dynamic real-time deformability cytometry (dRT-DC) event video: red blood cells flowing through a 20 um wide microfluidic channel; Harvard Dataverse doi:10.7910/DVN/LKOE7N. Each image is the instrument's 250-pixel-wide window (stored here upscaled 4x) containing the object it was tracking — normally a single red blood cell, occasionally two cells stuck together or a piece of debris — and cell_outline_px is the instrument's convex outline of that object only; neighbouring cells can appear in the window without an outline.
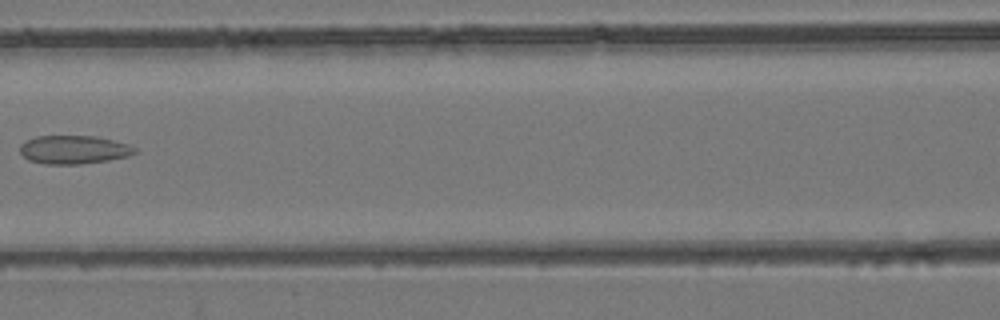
{"species": "common noctule bat (a hibernating species)", "species_latin": "Nyctalus noctula", "temperature_condition": "room temperature", "stored_images_in_passage": 3, "camera_frame_rate_fps": 3000, "um_per_image_px": 0.085, "animal": {"sex": "female", "body_mass_g": 24.6, "forearm_length_mm": 56.2}, "frame": {"image": 1, "passage_image": 3, "time_ms": 2.333, "image_size_px": [1000, 320], "cell_outline_px": [[136, 152], [128, 156], [108, 160], [80, 164], [44, 164], [28, 160], [20, 152], [20, 144], [24, 140], [36, 136], [96, 136], [128, 144], [136, 148]], "centroid_in_image_um": [6.23, 12.72], "position_along_channel_um": 160.4, "area_um2": 19.07}}